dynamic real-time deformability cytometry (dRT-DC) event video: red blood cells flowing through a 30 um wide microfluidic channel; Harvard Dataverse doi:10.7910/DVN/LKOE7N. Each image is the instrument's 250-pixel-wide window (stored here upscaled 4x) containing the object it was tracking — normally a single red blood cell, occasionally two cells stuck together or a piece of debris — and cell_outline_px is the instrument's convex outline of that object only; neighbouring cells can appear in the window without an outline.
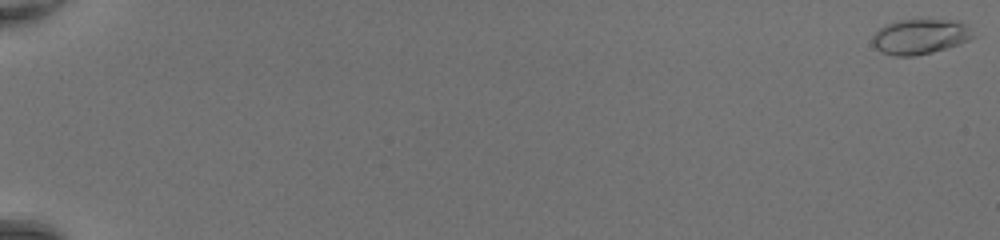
{"species": "common noctule bat (a hibernating species)", "species_latin": "Nyctalus noctula", "temperature_condition": "room temperature", "stored_images_in_passage": 51, "camera_frame_rate_fps": 3000, "um_per_image_px": 0.085, "animal": {"sex": "female", "body_mass_g": 20.0, "forearm_length_mm": 54.0}, "frame": {"image": 1, "passage_image": 1, "time_ms": 0.0, "image_size_px": [1000, 240], "cell_outline_px": [[976, 36], [960, 44], [932, 52], [916, 56], [896, 56], [880, 52], [872, 44], [872, 36], [884, 24], [896, 20], [956, 20], [964, 24]], "centroid_in_image_um": [78.17, 3.11], "position_along_channel_um": 6.8, "area_um2": 20.63}}
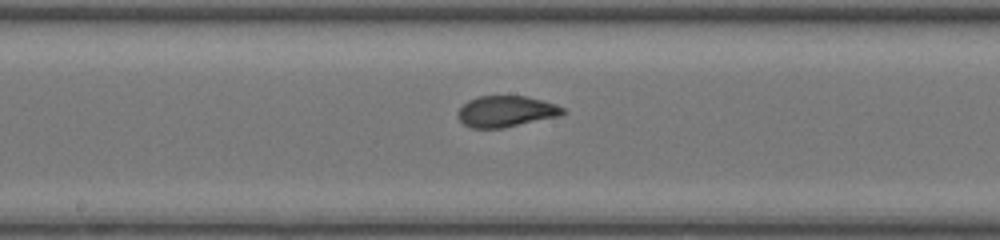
{"frame": {"image": 2, "passage_image": 30, "time_ms": 9.667, "image_size_px": [1000, 240], "cell_outline_px": [[568, 112], [560, 116], [504, 128], [472, 128], [464, 124], [456, 116], [456, 112], [468, 100], [480, 96], [528, 96], [556, 104], [564, 108]], "centroid_in_image_um": [43.03, 9.47], "position_along_channel_um": 205.2, "area_um2": 19.25}}
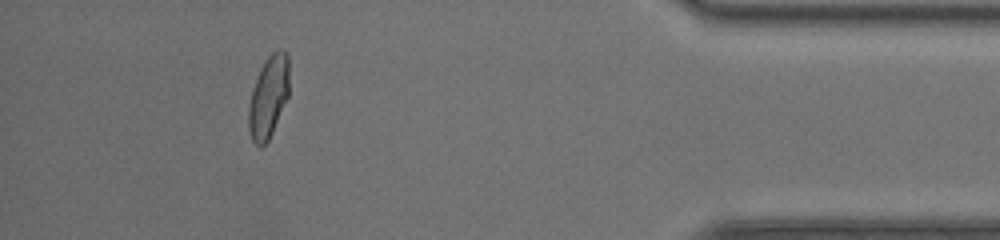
{"frame": {"image": 3, "passage_image": 47, "time_ms": 15.333, "image_size_px": [1000, 240], "cell_outline_px": [[288, 96], [272, 132], [268, 140], [260, 148], [252, 140], [248, 128], [248, 108], [252, 92], [260, 68], [264, 60], [276, 48], [280, 48], [288, 56]], "centroid_in_image_um": [22.81, 8.21], "position_along_channel_um": 412.4, "area_um2": 19.19}, "authors_computed_cell_mechanics": {"area_um2": 19.3052, "velocity_mm_per_s": 4.3889, "shape_relaxation_time_tau1_ms": 5.2061, "shape_relaxation_time_tau2_ms": 0.7439, "deformation_change_tau1": 0.2127, "deformation_change_tau2": 0.0511}}